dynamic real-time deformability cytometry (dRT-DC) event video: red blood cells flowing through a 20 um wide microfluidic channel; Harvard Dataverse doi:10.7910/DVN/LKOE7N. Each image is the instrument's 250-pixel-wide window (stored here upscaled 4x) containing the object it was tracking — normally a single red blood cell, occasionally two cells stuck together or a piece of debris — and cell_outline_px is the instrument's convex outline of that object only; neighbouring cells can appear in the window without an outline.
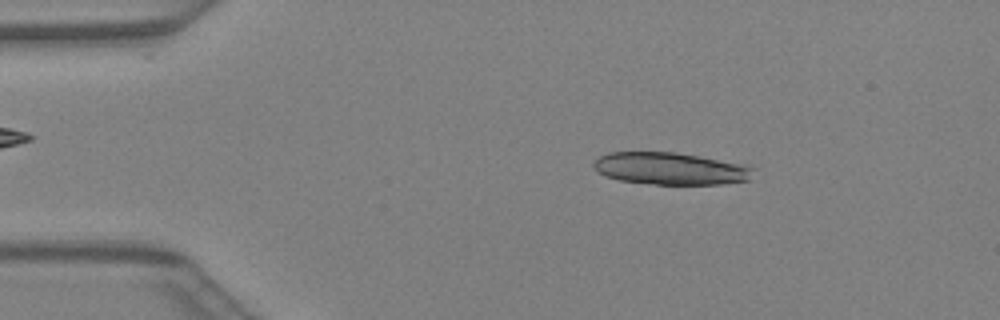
{"species": "Egyptian fruit bat (a non-hibernating species)", "species_latin": "Rousettus aegyptiacus", "temperature_condition": "warm", "stored_images_in_passage": 38, "segment_of_instrument_passage": [1, 2], "camera_frame_rate_fps": 3000, "um_per_image_px": 0.085, "animal": {"sex": "female"}, "frame": {"image": 1, "passage_image": 4, "time_ms": 1.0, "image_size_px": [1000, 320], "cell_outline_px": [[756, 168], [748, 180], [720, 184], [656, 184], [620, 180], [604, 176], [592, 164], [600, 156], [608, 152], [676, 152], [752, 164]], "centroid_in_image_um": [57.08, 14.31], "position_along_channel_um": 27.9, "area_um2": 30.23}}